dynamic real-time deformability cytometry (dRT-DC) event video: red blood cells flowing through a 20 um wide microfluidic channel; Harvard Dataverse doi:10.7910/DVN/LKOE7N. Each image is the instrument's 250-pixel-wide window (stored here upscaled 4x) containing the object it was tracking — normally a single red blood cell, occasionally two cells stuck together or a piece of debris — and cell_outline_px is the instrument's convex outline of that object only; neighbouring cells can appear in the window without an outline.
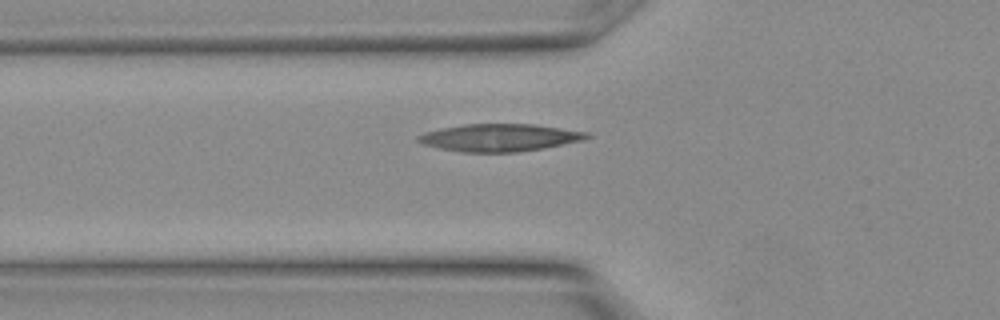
{"species": "Egyptian fruit bat (a non-hibernating species)", "species_latin": "Rousettus aegyptiacus", "temperature_condition": "warm", "stored_images_in_passage": 8, "camera_frame_rate_fps": 3000, "um_per_image_px": 0.085, "animal": {"sex": "female"}, "frame": {"image": 1, "passage_image": 2, "time_ms": 0.333, "image_size_px": [1000, 320], "cell_outline_px": [[592, 136], [584, 140], [544, 148], [516, 152], [464, 152], [440, 148], [424, 144], [416, 140], [424, 132], [464, 124], [532, 124], [588, 132]], "centroid_in_image_um": [42.51, 11.7], "position_along_channel_um": 83.3, "area_um2": 26.7}}
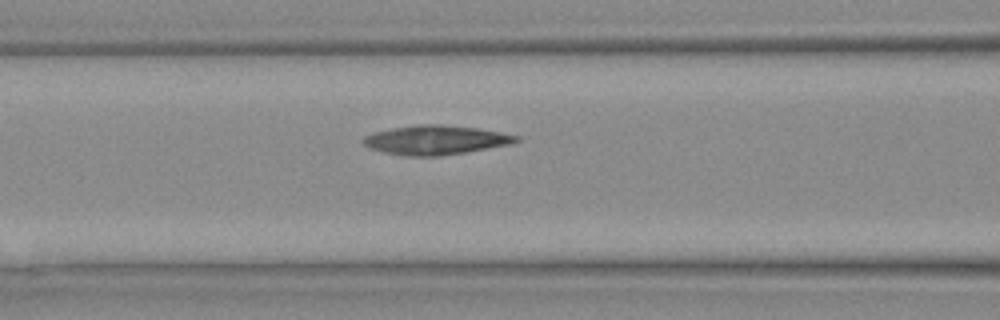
{"frame": {"image": 2, "passage_image": 4, "time_ms": 1.0, "image_size_px": [1000, 320], "cell_outline_px": [[520, 140], [508, 144], [464, 152], [440, 156], [404, 156], [384, 152], [372, 148], [364, 144], [364, 136], [376, 132], [392, 128], [416, 124], [440, 124], [476, 128], [500, 132], [520, 136]], "centroid_in_image_um": [37.03, 11.89], "position_along_channel_um": 129.6, "area_um2": 25.66}}
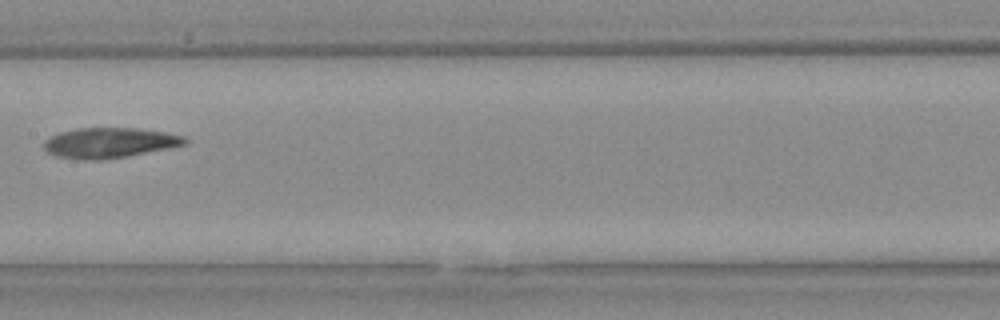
{"frame": {"image": 3, "passage_image": 7, "time_ms": 2.0, "image_size_px": [1000, 320], "cell_outline_px": [[188, 140], [184, 144], [168, 148], [128, 156], [100, 160], [84, 160], [56, 156], [48, 152], [44, 148], [44, 140], [48, 136], [60, 132], [76, 128], [136, 128], [164, 132], [184, 136]], "centroid_in_image_um": [9.26, 12.13], "position_along_channel_um": 198.1, "area_um2": 24.8}}